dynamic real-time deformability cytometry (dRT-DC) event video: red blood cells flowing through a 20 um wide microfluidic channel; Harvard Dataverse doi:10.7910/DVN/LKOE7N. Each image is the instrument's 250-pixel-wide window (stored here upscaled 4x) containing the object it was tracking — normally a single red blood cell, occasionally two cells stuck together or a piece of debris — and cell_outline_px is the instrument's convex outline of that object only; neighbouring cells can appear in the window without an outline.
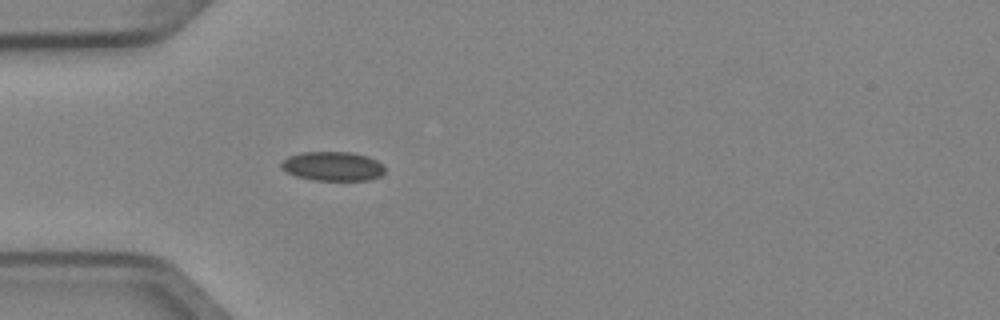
{"species": "Egyptian fruit bat (a non-hibernating species)", "species_latin": "Rousettus aegyptiacus", "temperature_condition": "cold", "stored_images_in_passage": 3, "camera_frame_rate_fps": 3000, "um_per_image_px": 0.085, "animal": {"sex": "female"}, "frame": {"image": 1, "passage_image": 3, "time_ms": 0.667, "image_size_px": [1000, 320], "cell_outline_px": [[384, 172], [380, 176], [368, 180], [316, 180], [296, 176], [280, 168], [280, 164], [288, 156], [300, 152], [352, 152], [368, 156], [384, 164]], "centroid_in_image_um": [28.29, 14.12], "position_along_channel_um": 56.7, "area_um2": 17.69}}